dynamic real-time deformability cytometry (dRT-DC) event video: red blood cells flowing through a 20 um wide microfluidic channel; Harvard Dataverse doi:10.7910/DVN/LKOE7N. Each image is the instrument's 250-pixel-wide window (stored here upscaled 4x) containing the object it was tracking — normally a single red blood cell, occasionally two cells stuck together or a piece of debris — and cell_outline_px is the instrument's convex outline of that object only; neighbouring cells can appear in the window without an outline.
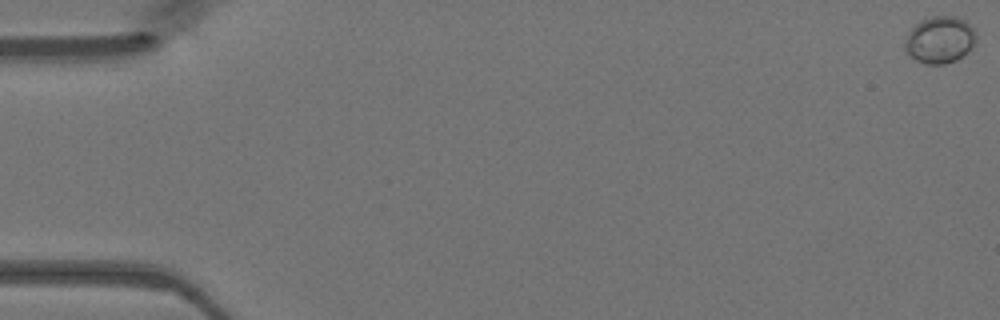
{"species": "Egyptian fruit bat (a non-hibernating species)", "species_latin": "Rousettus aegyptiacus", "temperature_condition": "warm", "stored_images_in_passage": 49, "camera_frame_rate_fps": 3000, "um_per_image_px": 0.085, "animal": {"sex": "female"}, "frame": {"image": 1, "passage_image": 1, "time_ms": 0.0, "image_size_px": [1000, 320], "cell_outline_px": [[976, 40], [968, 52], [956, 60], [944, 64], [928, 64], [916, 60], [908, 56], [904, 48], [904, 40], [908, 32], [920, 20], [932, 16], [956, 16], [964, 20], [972, 28], [976, 36]], "centroid_in_image_um": [79.85, 3.39], "position_along_channel_um": 5.2, "area_um2": 19.54}}
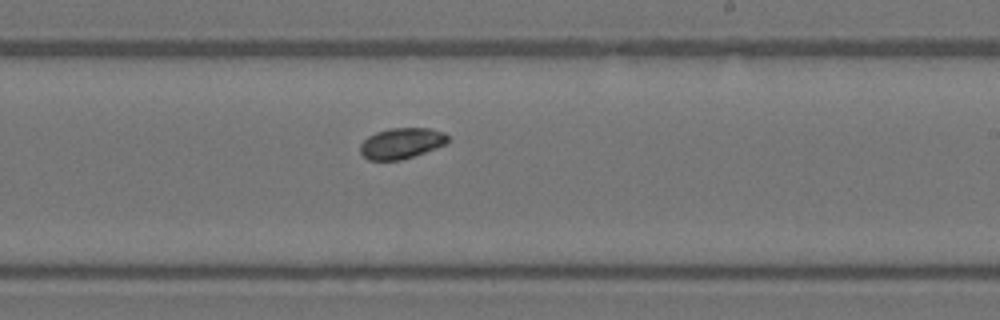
{"frame": {"image": 2, "passage_image": 30, "time_ms": 9.667, "image_size_px": [1000, 320], "cell_outline_px": [[448, 140], [444, 144], [436, 148], [400, 160], [368, 160], [360, 152], [360, 144], [368, 136], [376, 132], [388, 128], [432, 128], [444, 132], [448, 136]], "centroid_in_image_um": [34.11, 12.16], "position_along_channel_um": 254.9, "area_um2": 15.66}}
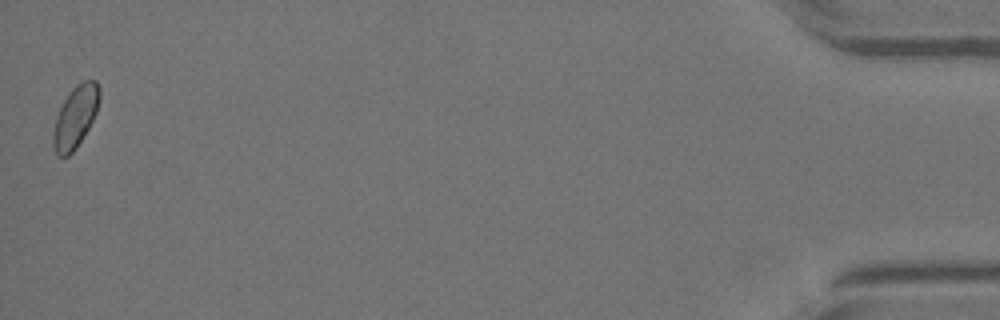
{"frame": {"image": 3, "passage_image": 49, "time_ms": 16.0, "image_size_px": [1000, 320], "cell_outline_px": [[100, 96], [96, 112], [88, 128], [76, 148], [68, 156], [56, 156], [52, 144], [52, 132], [56, 116], [68, 92], [76, 84], [84, 80], [96, 80], [100, 88]], "centroid_in_image_um": [6.38, 9.93], "position_along_channel_um": 428.8, "area_um2": 16.76}}